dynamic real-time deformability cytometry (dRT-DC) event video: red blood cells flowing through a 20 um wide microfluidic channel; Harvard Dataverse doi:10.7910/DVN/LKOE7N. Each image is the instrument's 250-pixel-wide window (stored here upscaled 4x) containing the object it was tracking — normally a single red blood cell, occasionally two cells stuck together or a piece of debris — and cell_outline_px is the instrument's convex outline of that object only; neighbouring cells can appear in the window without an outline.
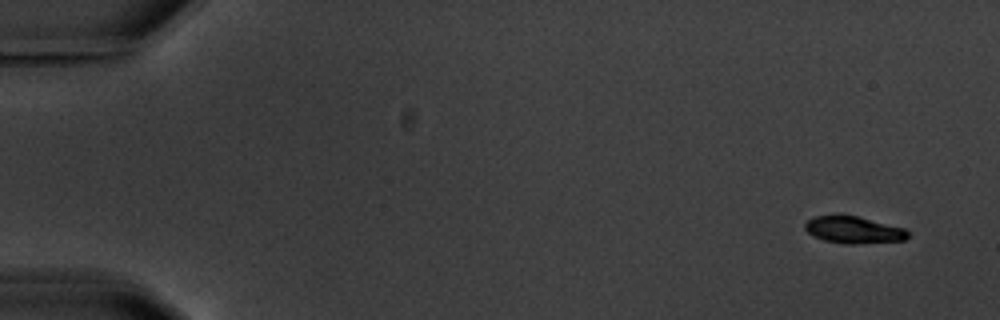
{"species": "common noctule bat (a hibernating species)", "species_latin": "Nyctalus noctula", "temperature_condition": "warm", "stored_images_in_passage": 14, "camera_frame_rate_fps": 3000, "um_per_image_px": 0.085, "animal": {"sex": "male", "body_mass_g": 20.1, "forearm_length_mm": 53.5}, "frame": {"image": 1, "passage_image": 1, "time_ms": 0.0, "image_size_px": [1000, 320], "cell_outline_px": [[908, 236], [904, 240], [860, 244], [844, 244], [824, 240], [812, 236], [804, 228], [804, 224], [808, 220], [816, 216], [856, 216], [904, 228], [908, 232]], "centroid_in_image_um": [72.54, 19.56], "position_along_channel_um": 12.5, "area_um2": 15.95}}
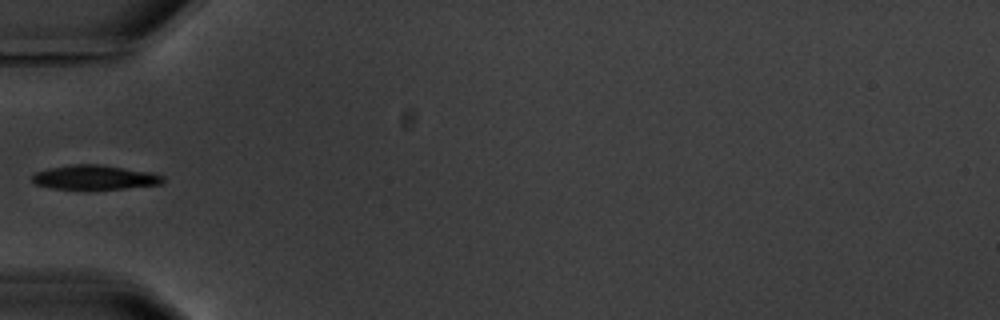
{"frame": {"image": 2, "passage_image": 5, "time_ms": 5.667, "image_size_px": [1000, 320], "cell_outline_px": [[164, 184], [88, 192], [52, 188], [36, 184], [32, 180], [32, 176], [36, 172], [48, 168], [76, 164], [100, 164], [152, 172], [164, 176]], "centroid_in_image_um": [8.08, 15.11], "position_along_channel_um": 76.9, "area_um2": 19.42}}
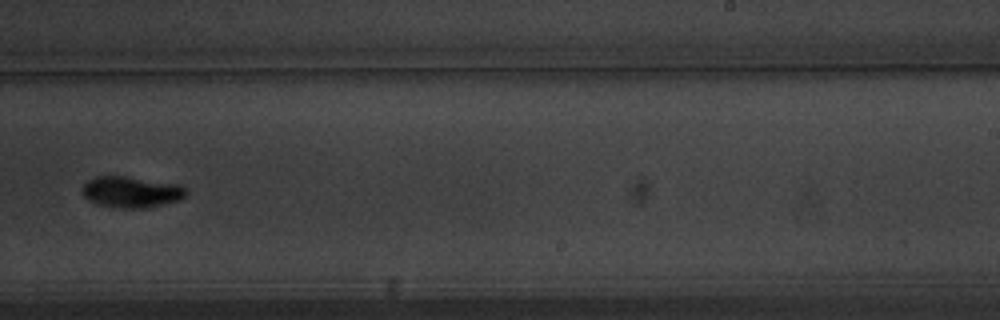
{"frame": {"image": 3, "passage_image": 10, "time_ms": 11.333, "image_size_px": [1000, 320], "cell_outline_px": [[188, 192], [180, 200], [148, 208], [116, 208], [100, 204], [88, 200], [80, 192], [80, 188], [88, 180], [96, 176], [124, 176], [180, 184], [188, 188]], "centroid_in_image_um": [11.17, 16.32], "position_along_channel_um": 277.8, "area_um2": 19.13}, "authors_computed_cell_mechanics": {"area_um2": 18.3804, "velocity_mm_per_s": 3.5443, "shape_relaxation_time_tau1_ms": 2.4613, "shape_relaxation_time_tau2_ms": null, "deformation_change_tau1": 0.1254, "deformation_change_tau2": null}}